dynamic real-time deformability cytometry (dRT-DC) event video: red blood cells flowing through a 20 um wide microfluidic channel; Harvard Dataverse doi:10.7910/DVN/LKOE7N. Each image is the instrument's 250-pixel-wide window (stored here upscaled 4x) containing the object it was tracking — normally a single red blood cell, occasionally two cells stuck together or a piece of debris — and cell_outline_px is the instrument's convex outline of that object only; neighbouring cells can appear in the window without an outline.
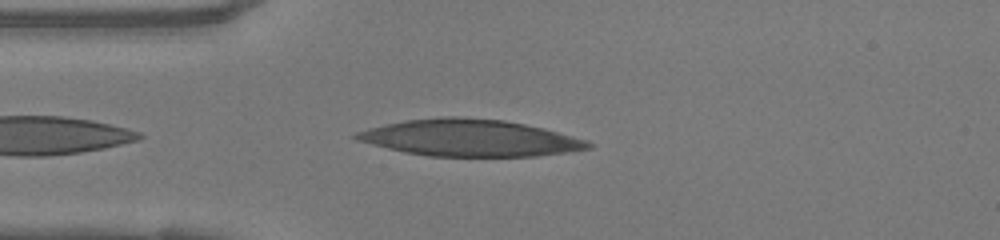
{"species": "human", "species_latin": "Homo sapiens", "temperature_condition": "warm", "stored_images_in_passage": 39, "camera_frame_rate_fps": 3000, "um_per_image_px": 0.085, "donor": {"sex": "female"}, "frame": {"image": 1, "passage_image": 3, "time_ms": 0.667, "image_size_px": [1000, 240], "cell_outline_px": [[592, 148], [536, 156], [428, 156], [404, 152], [356, 140], [352, 136], [356, 132], [368, 128], [384, 124], [404, 120], [440, 116], [456, 116], [504, 120], [544, 128], [588, 140], [592, 144]], "centroid_in_image_um": [39.91, 11.71], "position_along_channel_um": 45.1, "area_um2": 49.65}}
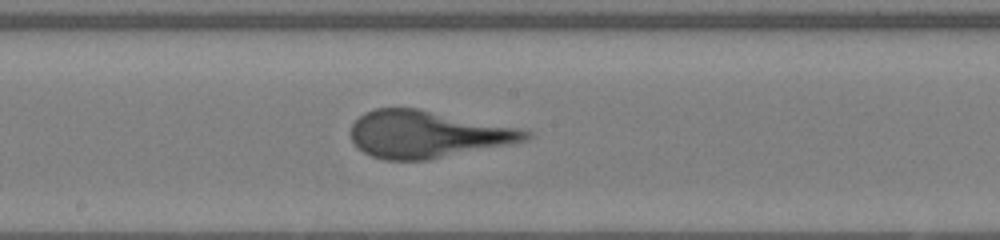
{"frame": {"image": 2, "passage_image": 16, "time_ms": 5.0, "image_size_px": [1000, 240], "cell_outline_px": [[532, 136], [528, 140], [512, 144], [428, 160], [384, 160], [372, 156], [356, 148], [352, 140], [352, 124], [364, 112], [376, 108], [416, 108], [516, 128], [532, 132]], "centroid_in_image_um": [36.3, 11.43], "position_along_channel_um": 211.9, "area_um2": 47.69}}
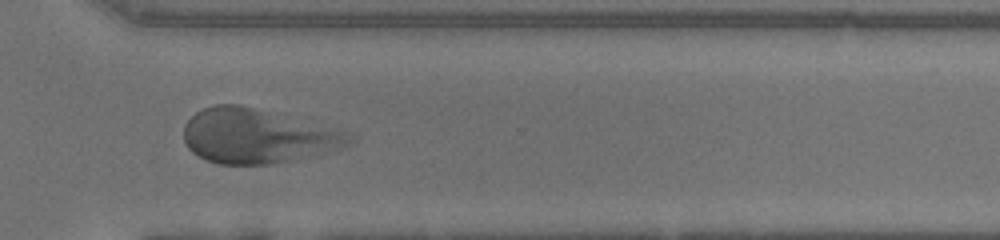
{"frame": {"image": 3, "passage_image": 26, "time_ms": 8.333, "image_size_px": [1000, 240], "cell_outline_px": [[356, 140], [348, 144], [316, 156], [296, 160], [272, 164], [220, 164], [208, 160], [192, 152], [188, 148], [184, 140], [184, 124], [196, 112], [204, 108], [216, 104], [240, 104], [348, 132]], "centroid_in_image_um": [21.86, 11.57], "position_along_channel_um": 348.7, "area_um2": 52.25}}